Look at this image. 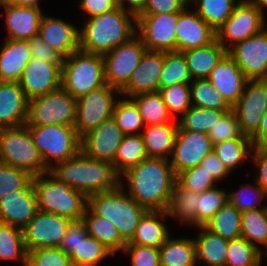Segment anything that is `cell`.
<instances>
[{
	"label": "cell",
	"mask_w": 267,
	"mask_h": 266,
	"mask_svg": "<svg viewBox=\"0 0 267 266\" xmlns=\"http://www.w3.org/2000/svg\"><path fill=\"white\" fill-rule=\"evenodd\" d=\"M177 181L185 188L196 193L216 187V180L201 165L187 169L177 176Z\"/></svg>",
	"instance_id": "db71d44e"
},
{
	"label": "cell",
	"mask_w": 267,
	"mask_h": 266,
	"mask_svg": "<svg viewBox=\"0 0 267 266\" xmlns=\"http://www.w3.org/2000/svg\"><path fill=\"white\" fill-rule=\"evenodd\" d=\"M75 24L43 15L38 36L63 58L79 50V29Z\"/></svg>",
	"instance_id": "7402d4cb"
},
{
	"label": "cell",
	"mask_w": 267,
	"mask_h": 266,
	"mask_svg": "<svg viewBox=\"0 0 267 266\" xmlns=\"http://www.w3.org/2000/svg\"><path fill=\"white\" fill-rule=\"evenodd\" d=\"M240 189L228 192V201L240 212L254 209L267 208L262 199L267 200V193L256 183V185L241 184ZM262 204V205H261ZM261 205V206H260ZM260 206V207H259Z\"/></svg>",
	"instance_id": "681fc988"
},
{
	"label": "cell",
	"mask_w": 267,
	"mask_h": 266,
	"mask_svg": "<svg viewBox=\"0 0 267 266\" xmlns=\"http://www.w3.org/2000/svg\"><path fill=\"white\" fill-rule=\"evenodd\" d=\"M32 180L33 176L27 171L0 162V199L24 190Z\"/></svg>",
	"instance_id": "f907efd6"
},
{
	"label": "cell",
	"mask_w": 267,
	"mask_h": 266,
	"mask_svg": "<svg viewBox=\"0 0 267 266\" xmlns=\"http://www.w3.org/2000/svg\"><path fill=\"white\" fill-rule=\"evenodd\" d=\"M189 6L178 12L175 36L176 51L180 52L204 47L217 39L216 31Z\"/></svg>",
	"instance_id": "ffe728a7"
},
{
	"label": "cell",
	"mask_w": 267,
	"mask_h": 266,
	"mask_svg": "<svg viewBox=\"0 0 267 266\" xmlns=\"http://www.w3.org/2000/svg\"><path fill=\"white\" fill-rule=\"evenodd\" d=\"M26 126L48 170L54 164L73 158L81 150V138L74 126L56 124Z\"/></svg>",
	"instance_id": "52a82bcc"
},
{
	"label": "cell",
	"mask_w": 267,
	"mask_h": 266,
	"mask_svg": "<svg viewBox=\"0 0 267 266\" xmlns=\"http://www.w3.org/2000/svg\"><path fill=\"white\" fill-rule=\"evenodd\" d=\"M160 266L198 265L194 238H170L159 248Z\"/></svg>",
	"instance_id": "d6a6232c"
},
{
	"label": "cell",
	"mask_w": 267,
	"mask_h": 266,
	"mask_svg": "<svg viewBox=\"0 0 267 266\" xmlns=\"http://www.w3.org/2000/svg\"><path fill=\"white\" fill-rule=\"evenodd\" d=\"M0 50V81L19 82L31 59L28 41L5 39Z\"/></svg>",
	"instance_id": "4316f807"
},
{
	"label": "cell",
	"mask_w": 267,
	"mask_h": 266,
	"mask_svg": "<svg viewBox=\"0 0 267 266\" xmlns=\"http://www.w3.org/2000/svg\"><path fill=\"white\" fill-rule=\"evenodd\" d=\"M192 79L208 78L214 67L227 54V50L216 39L204 47L182 52Z\"/></svg>",
	"instance_id": "4dcf8cb0"
},
{
	"label": "cell",
	"mask_w": 267,
	"mask_h": 266,
	"mask_svg": "<svg viewBox=\"0 0 267 266\" xmlns=\"http://www.w3.org/2000/svg\"><path fill=\"white\" fill-rule=\"evenodd\" d=\"M199 193L183 187L177 180L174 183L168 208V217L179 220L181 224L199 226Z\"/></svg>",
	"instance_id": "f546056e"
},
{
	"label": "cell",
	"mask_w": 267,
	"mask_h": 266,
	"mask_svg": "<svg viewBox=\"0 0 267 266\" xmlns=\"http://www.w3.org/2000/svg\"><path fill=\"white\" fill-rule=\"evenodd\" d=\"M239 1L241 0H192V4H196L193 7L196 13L217 31L230 18Z\"/></svg>",
	"instance_id": "60d3db41"
},
{
	"label": "cell",
	"mask_w": 267,
	"mask_h": 266,
	"mask_svg": "<svg viewBox=\"0 0 267 266\" xmlns=\"http://www.w3.org/2000/svg\"><path fill=\"white\" fill-rule=\"evenodd\" d=\"M109 256H115V254L96 238L88 235L80 240L69 257L74 266H98Z\"/></svg>",
	"instance_id": "f6af8a7d"
},
{
	"label": "cell",
	"mask_w": 267,
	"mask_h": 266,
	"mask_svg": "<svg viewBox=\"0 0 267 266\" xmlns=\"http://www.w3.org/2000/svg\"><path fill=\"white\" fill-rule=\"evenodd\" d=\"M241 132L251 137L259 128L267 110V78L248 79L242 96L232 107Z\"/></svg>",
	"instance_id": "4fadbf2b"
},
{
	"label": "cell",
	"mask_w": 267,
	"mask_h": 266,
	"mask_svg": "<svg viewBox=\"0 0 267 266\" xmlns=\"http://www.w3.org/2000/svg\"><path fill=\"white\" fill-rule=\"evenodd\" d=\"M27 254L23 229L0 222V261L19 260L26 266Z\"/></svg>",
	"instance_id": "8d00e7d4"
},
{
	"label": "cell",
	"mask_w": 267,
	"mask_h": 266,
	"mask_svg": "<svg viewBox=\"0 0 267 266\" xmlns=\"http://www.w3.org/2000/svg\"><path fill=\"white\" fill-rule=\"evenodd\" d=\"M121 252L129 254L131 266H160V253L156 247L126 244Z\"/></svg>",
	"instance_id": "9f6ffc18"
},
{
	"label": "cell",
	"mask_w": 267,
	"mask_h": 266,
	"mask_svg": "<svg viewBox=\"0 0 267 266\" xmlns=\"http://www.w3.org/2000/svg\"><path fill=\"white\" fill-rule=\"evenodd\" d=\"M177 131L178 122L175 119L165 124L145 126L141 135L147 156L170 160Z\"/></svg>",
	"instance_id": "83f0119b"
},
{
	"label": "cell",
	"mask_w": 267,
	"mask_h": 266,
	"mask_svg": "<svg viewBox=\"0 0 267 266\" xmlns=\"http://www.w3.org/2000/svg\"><path fill=\"white\" fill-rule=\"evenodd\" d=\"M241 237L262 253L264 250L259 245H263L267 253V208L242 212Z\"/></svg>",
	"instance_id": "e575fe53"
},
{
	"label": "cell",
	"mask_w": 267,
	"mask_h": 266,
	"mask_svg": "<svg viewBox=\"0 0 267 266\" xmlns=\"http://www.w3.org/2000/svg\"><path fill=\"white\" fill-rule=\"evenodd\" d=\"M5 26H7V39L28 41L38 36L41 19L44 15L40 8L19 7L6 4Z\"/></svg>",
	"instance_id": "484cf974"
},
{
	"label": "cell",
	"mask_w": 267,
	"mask_h": 266,
	"mask_svg": "<svg viewBox=\"0 0 267 266\" xmlns=\"http://www.w3.org/2000/svg\"><path fill=\"white\" fill-rule=\"evenodd\" d=\"M117 5L137 18L144 10L145 0H119Z\"/></svg>",
	"instance_id": "03108f58"
},
{
	"label": "cell",
	"mask_w": 267,
	"mask_h": 266,
	"mask_svg": "<svg viewBox=\"0 0 267 266\" xmlns=\"http://www.w3.org/2000/svg\"><path fill=\"white\" fill-rule=\"evenodd\" d=\"M121 179L120 186L128 187L126 192L146 210L166 211L177 177L170 160L147 157L122 174Z\"/></svg>",
	"instance_id": "6da1fadb"
},
{
	"label": "cell",
	"mask_w": 267,
	"mask_h": 266,
	"mask_svg": "<svg viewBox=\"0 0 267 266\" xmlns=\"http://www.w3.org/2000/svg\"><path fill=\"white\" fill-rule=\"evenodd\" d=\"M248 79L267 78V28L227 50Z\"/></svg>",
	"instance_id": "2e32d148"
},
{
	"label": "cell",
	"mask_w": 267,
	"mask_h": 266,
	"mask_svg": "<svg viewBox=\"0 0 267 266\" xmlns=\"http://www.w3.org/2000/svg\"><path fill=\"white\" fill-rule=\"evenodd\" d=\"M32 183L39 211L82 220L88 198L83 192L58 181L49 172L34 176Z\"/></svg>",
	"instance_id": "5b68a950"
},
{
	"label": "cell",
	"mask_w": 267,
	"mask_h": 266,
	"mask_svg": "<svg viewBox=\"0 0 267 266\" xmlns=\"http://www.w3.org/2000/svg\"><path fill=\"white\" fill-rule=\"evenodd\" d=\"M119 186L107 192L94 193L87 198V208L94 214L112 222L121 237L129 242L143 215L148 211Z\"/></svg>",
	"instance_id": "277c9868"
},
{
	"label": "cell",
	"mask_w": 267,
	"mask_h": 266,
	"mask_svg": "<svg viewBox=\"0 0 267 266\" xmlns=\"http://www.w3.org/2000/svg\"><path fill=\"white\" fill-rule=\"evenodd\" d=\"M26 266H74L72 260L59 247H44L27 254Z\"/></svg>",
	"instance_id": "f5cc1de1"
},
{
	"label": "cell",
	"mask_w": 267,
	"mask_h": 266,
	"mask_svg": "<svg viewBox=\"0 0 267 266\" xmlns=\"http://www.w3.org/2000/svg\"><path fill=\"white\" fill-rule=\"evenodd\" d=\"M0 162L25 170L33 177L49 172L26 124L0 128Z\"/></svg>",
	"instance_id": "ba28073f"
},
{
	"label": "cell",
	"mask_w": 267,
	"mask_h": 266,
	"mask_svg": "<svg viewBox=\"0 0 267 266\" xmlns=\"http://www.w3.org/2000/svg\"><path fill=\"white\" fill-rule=\"evenodd\" d=\"M124 136L111 117L81 137V151L95 160L113 163Z\"/></svg>",
	"instance_id": "ac0fdd59"
},
{
	"label": "cell",
	"mask_w": 267,
	"mask_h": 266,
	"mask_svg": "<svg viewBox=\"0 0 267 266\" xmlns=\"http://www.w3.org/2000/svg\"><path fill=\"white\" fill-rule=\"evenodd\" d=\"M29 100L19 82L0 81V128L26 124Z\"/></svg>",
	"instance_id": "d4e9b609"
},
{
	"label": "cell",
	"mask_w": 267,
	"mask_h": 266,
	"mask_svg": "<svg viewBox=\"0 0 267 266\" xmlns=\"http://www.w3.org/2000/svg\"><path fill=\"white\" fill-rule=\"evenodd\" d=\"M31 58L50 63H63L64 58L45 43L39 36L28 40Z\"/></svg>",
	"instance_id": "680465c9"
},
{
	"label": "cell",
	"mask_w": 267,
	"mask_h": 266,
	"mask_svg": "<svg viewBox=\"0 0 267 266\" xmlns=\"http://www.w3.org/2000/svg\"><path fill=\"white\" fill-rule=\"evenodd\" d=\"M225 266H261L263 253L240 237L229 241Z\"/></svg>",
	"instance_id": "7dc6e473"
},
{
	"label": "cell",
	"mask_w": 267,
	"mask_h": 266,
	"mask_svg": "<svg viewBox=\"0 0 267 266\" xmlns=\"http://www.w3.org/2000/svg\"><path fill=\"white\" fill-rule=\"evenodd\" d=\"M192 80L183 53L180 51L164 52V65L159 79V90L177 83L190 84Z\"/></svg>",
	"instance_id": "7bdbcfd3"
},
{
	"label": "cell",
	"mask_w": 267,
	"mask_h": 266,
	"mask_svg": "<svg viewBox=\"0 0 267 266\" xmlns=\"http://www.w3.org/2000/svg\"><path fill=\"white\" fill-rule=\"evenodd\" d=\"M250 158L258 169L254 181L267 193V149L253 147Z\"/></svg>",
	"instance_id": "94428289"
},
{
	"label": "cell",
	"mask_w": 267,
	"mask_h": 266,
	"mask_svg": "<svg viewBox=\"0 0 267 266\" xmlns=\"http://www.w3.org/2000/svg\"><path fill=\"white\" fill-rule=\"evenodd\" d=\"M38 211L36 194L31 182L24 190L0 199V222L24 229Z\"/></svg>",
	"instance_id": "603a6c76"
},
{
	"label": "cell",
	"mask_w": 267,
	"mask_h": 266,
	"mask_svg": "<svg viewBox=\"0 0 267 266\" xmlns=\"http://www.w3.org/2000/svg\"><path fill=\"white\" fill-rule=\"evenodd\" d=\"M166 211H147L141 218L135 234L127 244L160 248L170 236L169 229L161 219H167Z\"/></svg>",
	"instance_id": "1f68e13d"
},
{
	"label": "cell",
	"mask_w": 267,
	"mask_h": 266,
	"mask_svg": "<svg viewBox=\"0 0 267 266\" xmlns=\"http://www.w3.org/2000/svg\"><path fill=\"white\" fill-rule=\"evenodd\" d=\"M104 85V59L101 54L78 50L64 58L61 87L71 96L78 98Z\"/></svg>",
	"instance_id": "8992f818"
},
{
	"label": "cell",
	"mask_w": 267,
	"mask_h": 266,
	"mask_svg": "<svg viewBox=\"0 0 267 266\" xmlns=\"http://www.w3.org/2000/svg\"><path fill=\"white\" fill-rule=\"evenodd\" d=\"M213 148L208 134L178 130L170 158L176 177L181 172L200 165Z\"/></svg>",
	"instance_id": "e0dca14e"
},
{
	"label": "cell",
	"mask_w": 267,
	"mask_h": 266,
	"mask_svg": "<svg viewBox=\"0 0 267 266\" xmlns=\"http://www.w3.org/2000/svg\"><path fill=\"white\" fill-rule=\"evenodd\" d=\"M241 215L229 201L213 215L205 227L222 238L233 240L241 237Z\"/></svg>",
	"instance_id": "f35d334b"
},
{
	"label": "cell",
	"mask_w": 267,
	"mask_h": 266,
	"mask_svg": "<svg viewBox=\"0 0 267 266\" xmlns=\"http://www.w3.org/2000/svg\"><path fill=\"white\" fill-rule=\"evenodd\" d=\"M228 202V192L214 187L199 193V226H205L221 207Z\"/></svg>",
	"instance_id": "816d5d0a"
},
{
	"label": "cell",
	"mask_w": 267,
	"mask_h": 266,
	"mask_svg": "<svg viewBox=\"0 0 267 266\" xmlns=\"http://www.w3.org/2000/svg\"><path fill=\"white\" fill-rule=\"evenodd\" d=\"M164 65V51L146 50L128 83L120 90L121 95H135L159 91V79Z\"/></svg>",
	"instance_id": "44dd1931"
},
{
	"label": "cell",
	"mask_w": 267,
	"mask_h": 266,
	"mask_svg": "<svg viewBox=\"0 0 267 266\" xmlns=\"http://www.w3.org/2000/svg\"><path fill=\"white\" fill-rule=\"evenodd\" d=\"M146 50L136 34L129 41L103 54L106 84L121 90L128 83Z\"/></svg>",
	"instance_id": "8fae6325"
},
{
	"label": "cell",
	"mask_w": 267,
	"mask_h": 266,
	"mask_svg": "<svg viewBox=\"0 0 267 266\" xmlns=\"http://www.w3.org/2000/svg\"><path fill=\"white\" fill-rule=\"evenodd\" d=\"M78 2L88 18L110 12L118 7L114 0H80Z\"/></svg>",
	"instance_id": "6125c7cd"
},
{
	"label": "cell",
	"mask_w": 267,
	"mask_h": 266,
	"mask_svg": "<svg viewBox=\"0 0 267 266\" xmlns=\"http://www.w3.org/2000/svg\"><path fill=\"white\" fill-rule=\"evenodd\" d=\"M252 149L253 144L250 137H239L215 144L213 151L225 167L233 172L234 168L245 163L248 158L250 159Z\"/></svg>",
	"instance_id": "ab89813d"
},
{
	"label": "cell",
	"mask_w": 267,
	"mask_h": 266,
	"mask_svg": "<svg viewBox=\"0 0 267 266\" xmlns=\"http://www.w3.org/2000/svg\"><path fill=\"white\" fill-rule=\"evenodd\" d=\"M178 13L140 14L136 18L137 35L147 50L176 51L175 29Z\"/></svg>",
	"instance_id": "5bb4252c"
},
{
	"label": "cell",
	"mask_w": 267,
	"mask_h": 266,
	"mask_svg": "<svg viewBox=\"0 0 267 266\" xmlns=\"http://www.w3.org/2000/svg\"><path fill=\"white\" fill-rule=\"evenodd\" d=\"M89 233L82 220L73 221L67 229L66 235L63 238L60 249L68 256L77 248V244L81 239L88 237Z\"/></svg>",
	"instance_id": "6f0895ef"
},
{
	"label": "cell",
	"mask_w": 267,
	"mask_h": 266,
	"mask_svg": "<svg viewBox=\"0 0 267 266\" xmlns=\"http://www.w3.org/2000/svg\"><path fill=\"white\" fill-rule=\"evenodd\" d=\"M5 6V0H0V7L4 8Z\"/></svg>",
	"instance_id": "89a4df30"
},
{
	"label": "cell",
	"mask_w": 267,
	"mask_h": 266,
	"mask_svg": "<svg viewBox=\"0 0 267 266\" xmlns=\"http://www.w3.org/2000/svg\"><path fill=\"white\" fill-rule=\"evenodd\" d=\"M200 165L202 169L207 171L217 182L222 181V179L231 173L214 151L210 152Z\"/></svg>",
	"instance_id": "be15d7a7"
},
{
	"label": "cell",
	"mask_w": 267,
	"mask_h": 266,
	"mask_svg": "<svg viewBox=\"0 0 267 266\" xmlns=\"http://www.w3.org/2000/svg\"><path fill=\"white\" fill-rule=\"evenodd\" d=\"M256 8L261 12L262 16L265 18V9H267V0H250Z\"/></svg>",
	"instance_id": "a7ac6f4b"
},
{
	"label": "cell",
	"mask_w": 267,
	"mask_h": 266,
	"mask_svg": "<svg viewBox=\"0 0 267 266\" xmlns=\"http://www.w3.org/2000/svg\"><path fill=\"white\" fill-rule=\"evenodd\" d=\"M72 222L70 218L38 210L23 229L27 252L37 248L60 247Z\"/></svg>",
	"instance_id": "9a60e30c"
},
{
	"label": "cell",
	"mask_w": 267,
	"mask_h": 266,
	"mask_svg": "<svg viewBox=\"0 0 267 266\" xmlns=\"http://www.w3.org/2000/svg\"><path fill=\"white\" fill-rule=\"evenodd\" d=\"M189 5L191 4L192 0H185Z\"/></svg>",
	"instance_id": "2644e50d"
},
{
	"label": "cell",
	"mask_w": 267,
	"mask_h": 266,
	"mask_svg": "<svg viewBox=\"0 0 267 266\" xmlns=\"http://www.w3.org/2000/svg\"><path fill=\"white\" fill-rule=\"evenodd\" d=\"M120 90L108 84L77 98L75 129L81 138L112 117Z\"/></svg>",
	"instance_id": "30bf717a"
},
{
	"label": "cell",
	"mask_w": 267,
	"mask_h": 266,
	"mask_svg": "<svg viewBox=\"0 0 267 266\" xmlns=\"http://www.w3.org/2000/svg\"><path fill=\"white\" fill-rule=\"evenodd\" d=\"M228 111L191 106L179 119L178 130L208 134Z\"/></svg>",
	"instance_id": "b9f144b4"
},
{
	"label": "cell",
	"mask_w": 267,
	"mask_h": 266,
	"mask_svg": "<svg viewBox=\"0 0 267 266\" xmlns=\"http://www.w3.org/2000/svg\"><path fill=\"white\" fill-rule=\"evenodd\" d=\"M40 0H5L6 4L19 7H36L40 8Z\"/></svg>",
	"instance_id": "003e7915"
},
{
	"label": "cell",
	"mask_w": 267,
	"mask_h": 266,
	"mask_svg": "<svg viewBox=\"0 0 267 266\" xmlns=\"http://www.w3.org/2000/svg\"><path fill=\"white\" fill-rule=\"evenodd\" d=\"M208 135L213 145L234 138L248 137L241 132L238 119L233 110L226 112L219 122L211 128Z\"/></svg>",
	"instance_id": "11a10c76"
},
{
	"label": "cell",
	"mask_w": 267,
	"mask_h": 266,
	"mask_svg": "<svg viewBox=\"0 0 267 266\" xmlns=\"http://www.w3.org/2000/svg\"><path fill=\"white\" fill-rule=\"evenodd\" d=\"M148 156L141 134L125 135L119 145L114 162L115 171L121 176L128 169L138 165Z\"/></svg>",
	"instance_id": "74e56055"
},
{
	"label": "cell",
	"mask_w": 267,
	"mask_h": 266,
	"mask_svg": "<svg viewBox=\"0 0 267 266\" xmlns=\"http://www.w3.org/2000/svg\"><path fill=\"white\" fill-rule=\"evenodd\" d=\"M112 118L125 135L141 134L145 127L138 106L131 98H119Z\"/></svg>",
	"instance_id": "ee69618b"
},
{
	"label": "cell",
	"mask_w": 267,
	"mask_h": 266,
	"mask_svg": "<svg viewBox=\"0 0 267 266\" xmlns=\"http://www.w3.org/2000/svg\"><path fill=\"white\" fill-rule=\"evenodd\" d=\"M82 221L85 223L89 235L103 243L114 254L122 251L127 244L112 222L94 215L88 208L85 210Z\"/></svg>",
	"instance_id": "836d02e7"
},
{
	"label": "cell",
	"mask_w": 267,
	"mask_h": 266,
	"mask_svg": "<svg viewBox=\"0 0 267 266\" xmlns=\"http://www.w3.org/2000/svg\"><path fill=\"white\" fill-rule=\"evenodd\" d=\"M49 173L87 197L94 193L115 190L121 185V176L112 163L95 160L81 150L73 158L54 164Z\"/></svg>",
	"instance_id": "7a4b0ae2"
},
{
	"label": "cell",
	"mask_w": 267,
	"mask_h": 266,
	"mask_svg": "<svg viewBox=\"0 0 267 266\" xmlns=\"http://www.w3.org/2000/svg\"><path fill=\"white\" fill-rule=\"evenodd\" d=\"M207 79L231 108L242 96L248 80L228 54L214 67Z\"/></svg>",
	"instance_id": "cb8c5ba5"
},
{
	"label": "cell",
	"mask_w": 267,
	"mask_h": 266,
	"mask_svg": "<svg viewBox=\"0 0 267 266\" xmlns=\"http://www.w3.org/2000/svg\"><path fill=\"white\" fill-rule=\"evenodd\" d=\"M188 3L185 0H145L141 14H169L181 12Z\"/></svg>",
	"instance_id": "91938a15"
},
{
	"label": "cell",
	"mask_w": 267,
	"mask_h": 266,
	"mask_svg": "<svg viewBox=\"0 0 267 266\" xmlns=\"http://www.w3.org/2000/svg\"><path fill=\"white\" fill-rule=\"evenodd\" d=\"M253 147L267 149V110L262 115L258 130L250 137Z\"/></svg>",
	"instance_id": "e7e4bbea"
},
{
	"label": "cell",
	"mask_w": 267,
	"mask_h": 266,
	"mask_svg": "<svg viewBox=\"0 0 267 266\" xmlns=\"http://www.w3.org/2000/svg\"><path fill=\"white\" fill-rule=\"evenodd\" d=\"M77 98L62 87L29 101L26 125L74 126Z\"/></svg>",
	"instance_id": "9c48e42d"
},
{
	"label": "cell",
	"mask_w": 267,
	"mask_h": 266,
	"mask_svg": "<svg viewBox=\"0 0 267 266\" xmlns=\"http://www.w3.org/2000/svg\"><path fill=\"white\" fill-rule=\"evenodd\" d=\"M131 99L138 106L145 126L165 124L174 120L159 91L138 94Z\"/></svg>",
	"instance_id": "d590c367"
},
{
	"label": "cell",
	"mask_w": 267,
	"mask_h": 266,
	"mask_svg": "<svg viewBox=\"0 0 267 266\" xmlns=\"http://www.w3.org/2000/svg\"><path fill=\"white\" fill-rule=\"evenodd\" d=\"M191 103L200 108L216 109L219 111H230L232 108L223 99L220 92L205 79H193L190 83Z\"/></svg>",
	"instance_id": "bcb514c9"
},
{
	"label": "cell",
	"mask_w": 267,
	"mask_h": 266,
	"mask_svg": "<svg viewBox=\"0 0 267 266\" xmlns=\"http://www.w3.org/2000/svg\"><path fill=\"white\" fill-rule=\"evenodd\" d=\"M159 92L169 114L175 120L179 119L192 106L190 84H173L160 89Z\"/></svg>",
	"instance_id": "c3c4849f"
},
{
	"label": "cell",
	"mask_w": 267,
	"mask_h": 266,
	"mask_svg": "<svg viewBox=\"0 0 267 266\" xmlns=\"http://www.w3.org/2000/svg\"><path fill=\"white\" fill-rule=\"evenodd\" d=\"M85 20L79 28V50L87 53L103 55L137 33L136 17L119 6Z\"/></svg>",
	"instance_id": "3957f363"
},
{
	"label": "cell",
	"mask_w": 267,
	"mask_h": 266,
	"mask_svg": "<svg viewBox=\"0 0 267 266\" xmlns=\"http://www.w3.org/2000/svg\"><path fill=\"white\" fill-rule=\"evenodd\" d=\"M61 66L62 63L30 59L19 81L29 101L61 87Z\"/></svg>",
	"instance_id": "d6986e66"
},
{
	"label": "cell",
	"mask_w": 267,
	"mask_h": 266,
	"mask_svg": "<svg viewBox=\"0 0 267 266\" xmlns=\"http://www.w3.org/2000/svg\"><path fill=\"white\" fill-rule=\"evenodd\" d=\"M265 18L250 0H241L230 18L216 31L218 42L226 49L267 27Z\"/></svg>",
	"instance_id": "7c38bea8"
},
{
	"label": "cell",
	"mask_w": 267,
	"mask_h": 266,
	"mask_svg": "<svg viewBox=\"0 0 267 266\" xmlns=\"http://www.w3.org/2000/svg\"><path fill=\"white\" fill-rule=\"evenodd\" d=\"M198 229L201 232L199 231L194 238L197 264L199 266L200 264L201 266H225L230 240L211 232L205 226H198Z\"/></svg>",
	"instance_id": "f1b7e54d"
}]
</instances>
